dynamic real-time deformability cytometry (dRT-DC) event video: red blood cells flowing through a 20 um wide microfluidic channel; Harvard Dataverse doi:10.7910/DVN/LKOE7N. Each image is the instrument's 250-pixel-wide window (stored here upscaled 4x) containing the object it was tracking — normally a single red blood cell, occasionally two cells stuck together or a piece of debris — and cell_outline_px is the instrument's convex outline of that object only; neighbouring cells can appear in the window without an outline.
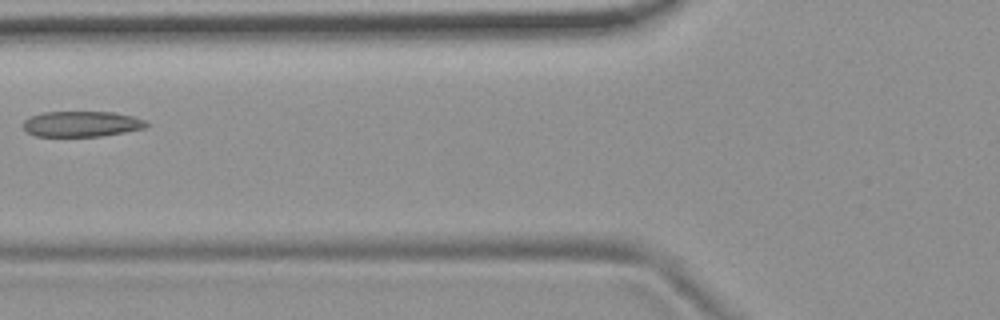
{"species": "common noctule bat (a hibernating species)", "species_latin": "Nyctalus noctula", "temperature_condition": "room temperature", "stored_images_in_passage": 6, "camera_frame_rate_fps": 3000, "um_per_image_px": 0.085, "animal": {"sex": "female", "body_mass_g": 19.9}, "frame": {"image": 1, "passage_image": 5, "time_ms": 1.333, "image_size_px": [1000, 320], "cell_outline_px": [[148, 124], [144, 128], [124, 132], [100, 136], [36, 136], [28, 132], [20, 124], [24, 120], [40, 112], [112, 112], [132, 116], [144, 120]], "centroid_in_image_um": [6.89, 10.53], "position_along_channel_um": 118.9, "area_um2": 18.26}}
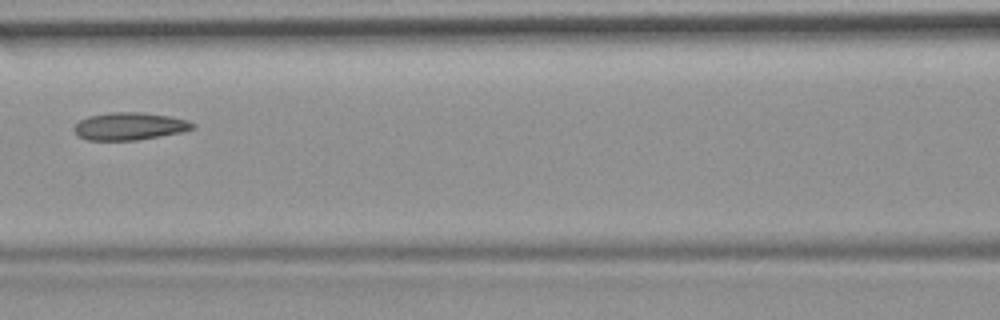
{"frame": {"image": 2, "passage_image": 6, "time_ms": 1.667, "image_size_px": [1000, 320], "cell_outline_px": [[196, 128], [180, 132], [160, 136], [136, 140], [88, 140], [80, 136], [72, 128], [80, 120], [88, 116], [108, 112], [140, 112], [172, 116], [188, 120], [196, 124]], "centroid_in_image_um": [11.04, 10.72], "position_along_channel_um": 155.6, "area_um2": 19.07}}